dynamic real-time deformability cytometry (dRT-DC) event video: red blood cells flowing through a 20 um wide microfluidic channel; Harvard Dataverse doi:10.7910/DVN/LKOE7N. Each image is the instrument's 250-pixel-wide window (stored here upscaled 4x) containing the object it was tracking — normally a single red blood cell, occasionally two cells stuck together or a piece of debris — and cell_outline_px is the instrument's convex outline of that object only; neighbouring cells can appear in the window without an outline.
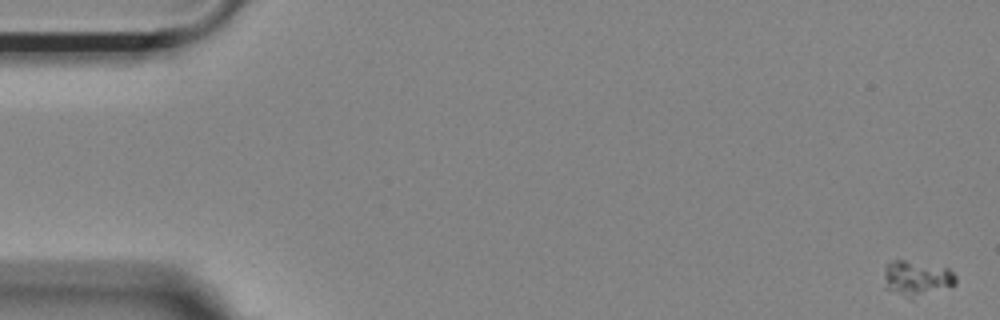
{"species": "Egyptian fruit bat (a non-hibernating species)", "species_latin": "Rousettus aegyptiacus", "temperature_condition": "room temperature", "stored_images_in_passage": 13, "camera_frame_rate_fps": 3000, "um_per_image_px": 0.085, "animal": {"sex": "female"}, "frame": {"image": 1, "passage_image": 1, "time_ms": 0.0, "image_size_px": [1000, 320], "cell_outline_px": [[956, 284], [912, 300], [884, 288], [884, 268], [892, 260], [904, 260], [948, 268], [956, 276]], "centroid_in_image_um": [77.89, 23.68], "position_along_channel_um": 7.1, "area_um2": 14.85}}